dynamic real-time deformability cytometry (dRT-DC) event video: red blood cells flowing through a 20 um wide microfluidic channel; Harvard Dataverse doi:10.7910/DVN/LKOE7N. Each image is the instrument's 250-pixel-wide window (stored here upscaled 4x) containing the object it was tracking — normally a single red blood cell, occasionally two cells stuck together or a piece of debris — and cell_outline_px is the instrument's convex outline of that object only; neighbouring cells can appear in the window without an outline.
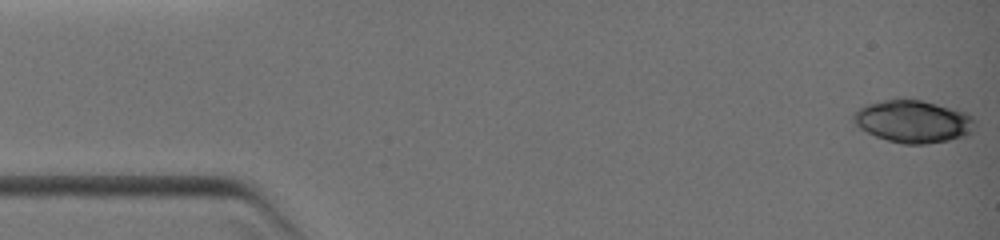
{"species": "common noctule bat (a hibernating species)", "species_latin": "Nyctalus noctula", "temperature_condition": "warm", "stored_images_in_passage": 4, "camera_frame_rate_fps": 3000, "um_per_image_px": 0.085, "animal": {"sex": "female", "body_mass_g": 19.0, "forearm_length_mm": 51.5}, "frame": {"image": 1, "passage_image": 1, "time_ms": 0.0, "image_size_px": [1000, 240], "cell_outline_px": [[976, 124], [972, 132], [968, 136], [948, 140], [924, 144], [904, 144], [888, 140], [876, 136], [860, 128], [852, 120], [852, 112], [864, 104], [880, 100], [920, 100], [956, 108], [968, 112], [972, 116]], "centroid_in_image_um": [77.64, 10.31], "position_along_channel_um": 7.4, "area_um2": 30.35}}